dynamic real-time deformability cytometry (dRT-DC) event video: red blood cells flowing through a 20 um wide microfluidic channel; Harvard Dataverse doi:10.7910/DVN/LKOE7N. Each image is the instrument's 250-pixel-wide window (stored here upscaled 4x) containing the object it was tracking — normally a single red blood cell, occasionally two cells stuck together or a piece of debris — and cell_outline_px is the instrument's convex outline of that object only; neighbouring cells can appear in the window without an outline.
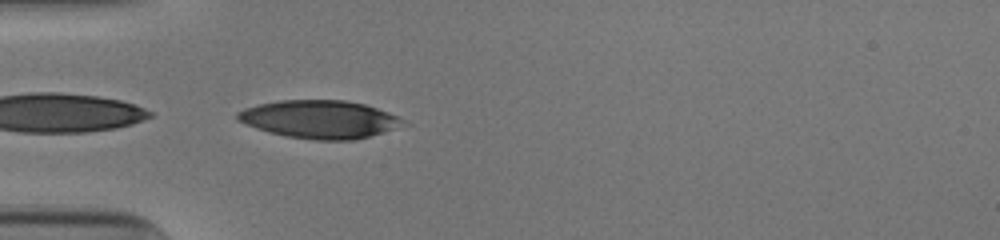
{"species": "human", "species_latin": "Homo sapiens", "temperature_condition": "cold", "stored_images_in_passage": 35, "camera_frame_rate_fps": 3000, "um_per_image_px": 0.085, "donor": {"sex": "male"}, "frame": {"image": 1, "passage_image": 1, "time_ms": 0.0, "image_size_px": [1000, 240], "cell_outline_px": [[404, 120], [400, 124], [392, 128], [368, 136], [352, 140], [316, 140], [288, 136], [268, 132], [256, 128], [236, 120], [236, 112], [244, 108], [260, 104], [280, 100], [344, 100], [364, 104], [388, 112]], "centroid_in_image_um": [27.07, 10.13], "position_along_channel_um": 57.9, "area_um2": 36.07}}
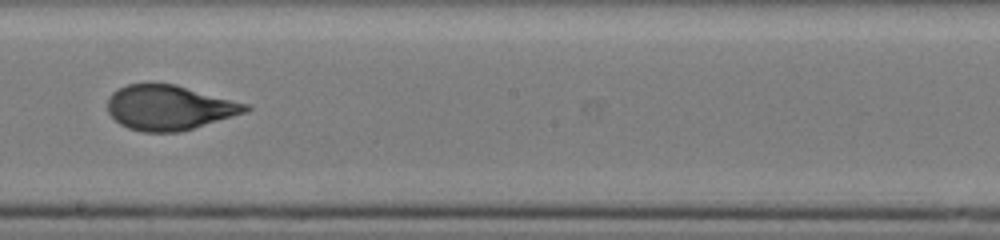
{"frame": {"image": 2, "passage_image": 15, "time_ms": 4.667, "image_size_px": [1000, 240], "cell_outline_px": [[252, 108], [248, 112], [180, 132], [144, 132], [128, 128], [120, 124], [108, 112], [108, 96], [112, 92], [128, 84], [148, 80], [176, 84], [248, 104]], "centroid_in_image_um": [14.37, 9.11], "position_along_channel_um": 233.8, "area_um2": 36.7}}
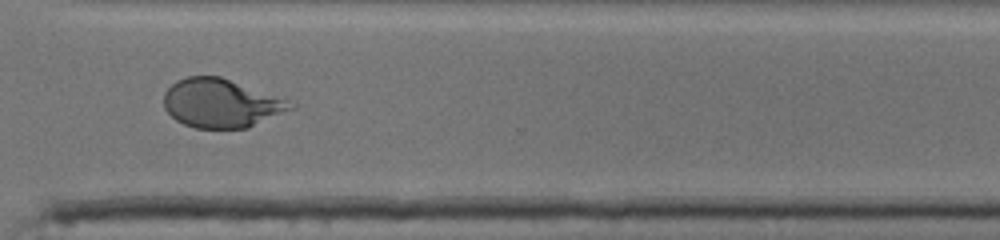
{"frame": {"image": 3, "passage_image": 24, "time_ms": 7.667, "image_size_px": [1000, 240], "cell_outline_px": [[296, 108], [248, 128], [196, 128], [184, 124], [176, 120], [164, 108], [164, 92], [176, 80], [188, 76], [220, 76], [296, 104]], "centroid_in_image_um": [18.77, 8.79], "position_along_channel_um": 351.8, "area_um2": 35.66}, "authors_computed_cell_mechanics": {"area_um2": 36.6452, "velocity_mm_per_s": 3.9227, "shape_relaxation_time_tau1_ms": 5.0125, "shape_relaxation_time_tau2_ms": 0.9182, "deformation_change_tau1": 0.2082, "deformation_change_tau2": 0.0735}}